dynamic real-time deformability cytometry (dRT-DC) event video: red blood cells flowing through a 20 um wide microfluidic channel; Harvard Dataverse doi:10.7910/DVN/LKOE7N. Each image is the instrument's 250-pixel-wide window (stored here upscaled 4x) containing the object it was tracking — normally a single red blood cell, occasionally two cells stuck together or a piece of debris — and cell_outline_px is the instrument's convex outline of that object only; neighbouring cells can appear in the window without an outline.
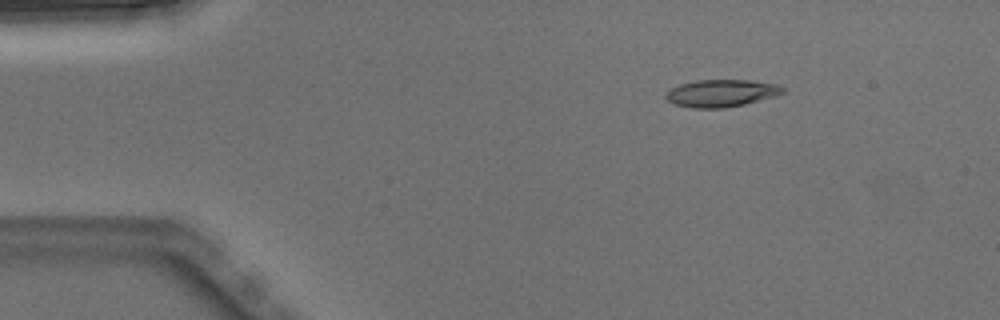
{"species": "Egyptian fruit bat (a non-hibernating species)", "species_latin": "Rousettus aegyptiacus", "temperature_condition": "warm", "stored_images_in_passage": 5, "segment_of_instrument_passage": [1, 2], "camera_frame_rate_fps": 3000, "um_per_image_px": 0.085, "animal": {"sex": "male"}, "frame": {"image": 1, "passage_image": 2, "time_ms": 0.333, "image_size_px": [1000, 320], "cell_outline_px": [[784, 92], [776, 96], [744, 104], [724, 108], [692, 108], [672, 104], [664, 96], [672, 88], [680, 84], [696, 80], [748, 80], [776, 84], [784, 88]], "centroid_in_image_um": [61.29, 7.92], "position_along_channel_um": 23.7, "area_um2": 18.55}}
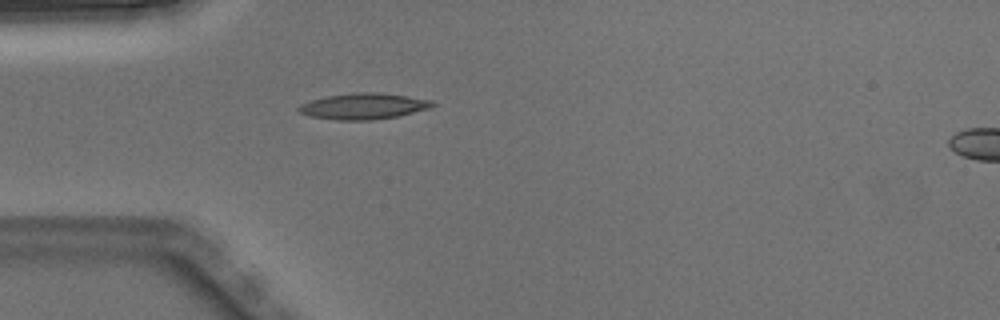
{"frame": {"image": 2, "passage_image": 4, "time_ms": 1.0, "image_size_px": [1000, 320], "cell_outline_px": [[436, 104], [432, 108], [400, 116], [372, 120], [336, 120], [312, 116], [300, 112], [296, 108], [300, 104], [312, 100], [328, 96], [352, 92], [376, 92], [408, 96], [432, 100]], "centroid_in_image_um": [30.96, 9.03], "position_along_channel_um": 54.0, "area_um2": 20.4}}